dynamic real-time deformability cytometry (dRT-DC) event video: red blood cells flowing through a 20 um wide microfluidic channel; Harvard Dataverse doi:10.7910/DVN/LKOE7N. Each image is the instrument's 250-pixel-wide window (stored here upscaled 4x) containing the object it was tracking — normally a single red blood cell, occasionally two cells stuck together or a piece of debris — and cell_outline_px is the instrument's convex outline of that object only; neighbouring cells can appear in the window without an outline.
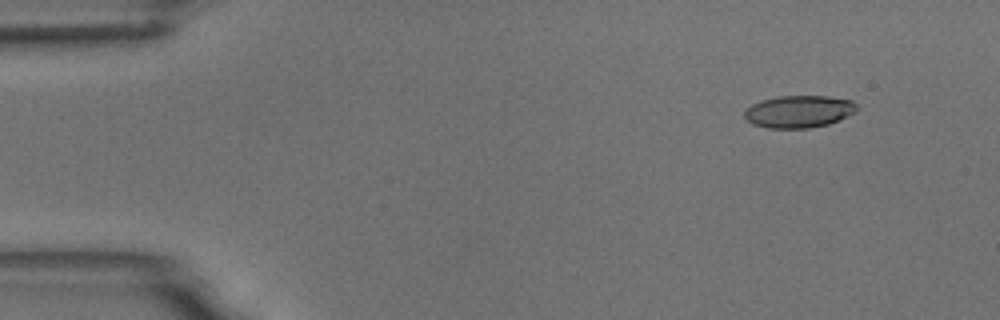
{"species": "common noctule bat (a hibernating species)", "species_latin": "Nyctalus noctula", "temperature_condition": "room temperature", "stored_images_in_passage": 5, "camera_frame_rate_fps": 3000, "um_per_image_px": 0.085, "animal": {"sex": "male", "body_mass_g": 18.8}, "frame": {"image": 1, "passage_image": 2, "time_ms": 0.333, "image_size_px": [1000, 320], "cell_outline_px": [[856, 112], [828, 124], [808, 128], [768, 128], [752, 124], [744, 116], [744, 112], [752, 104], [764, 100], [780, 96], [828, 96], [852, 100], [856, 104]], "centroid_in_image_um": [67.91, 9.48], "position_along_channel_um": 17.1, "area_um2": 20.92}}
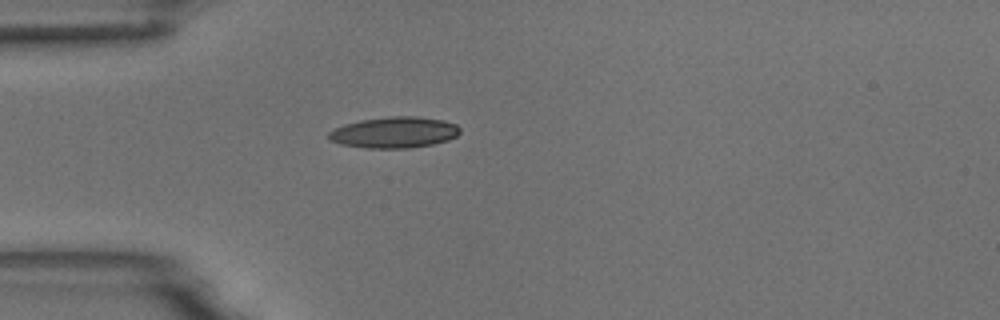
{"frame": {"image": 2, "passage_image": 5, "time_ms": 1.333, "image_size_px": [1000, 320], "cell_outline_px": [[460, 132], [456, 136], [448, 140], [432, 144], [408, 148], [364, 148], [340, 144], [328, 140], [328, 132], [344, 124], [360, 120], [392, 116], [416, 116], [444, 120], [456, 124], [460, 128]], "centroid_in_image_um": [33.5, 11.25], "position_along_channel_um": 51.5, "area_um2": 23.87}}